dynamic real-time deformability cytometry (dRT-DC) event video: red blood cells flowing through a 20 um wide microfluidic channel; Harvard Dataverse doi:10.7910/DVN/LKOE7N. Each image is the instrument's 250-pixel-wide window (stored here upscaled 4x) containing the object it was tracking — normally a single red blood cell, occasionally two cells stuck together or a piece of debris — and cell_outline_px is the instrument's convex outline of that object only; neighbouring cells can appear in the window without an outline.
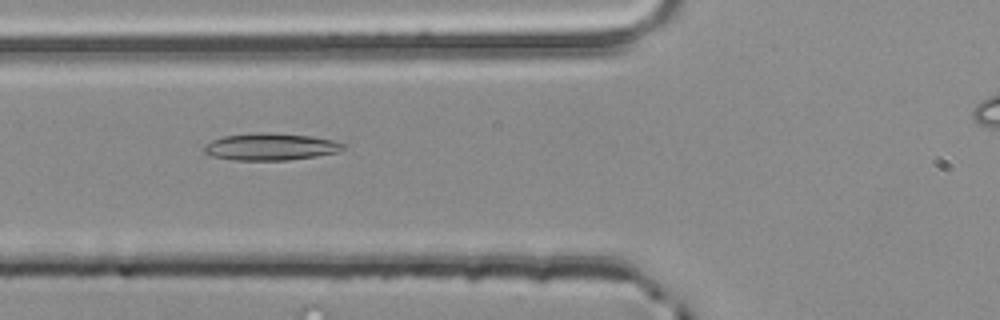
{"species": "common noctule bat (a hibernating species)", "species_latin": "Nyctalus noctula", "temperature_condition": "room temperature", "stored_images_in_passage": 4, "camera_frame_rate_fps": 3000, "um_per_image_px": 0.085, "animal": {"sex": "male", "body_mass_g": 20.4}, "frame": {"image": 1, "passage_image": 4, "time_ms": 1.0, "image_size_px": [1000, 320], "cell_outline_px": [[344, 148], [336, 152], [316, 156], [288, 160], [232, 160], [212, 156], [204, 152], [204, 144], [212, 140], [224, 136], [248, 132], [264, 132], [312, 136], [332, 140], [344, 144]], "centroid_in_image_um": [22.94, 12.46], "position_along_channel_um": 102.9, "area_um2": 21.96}}